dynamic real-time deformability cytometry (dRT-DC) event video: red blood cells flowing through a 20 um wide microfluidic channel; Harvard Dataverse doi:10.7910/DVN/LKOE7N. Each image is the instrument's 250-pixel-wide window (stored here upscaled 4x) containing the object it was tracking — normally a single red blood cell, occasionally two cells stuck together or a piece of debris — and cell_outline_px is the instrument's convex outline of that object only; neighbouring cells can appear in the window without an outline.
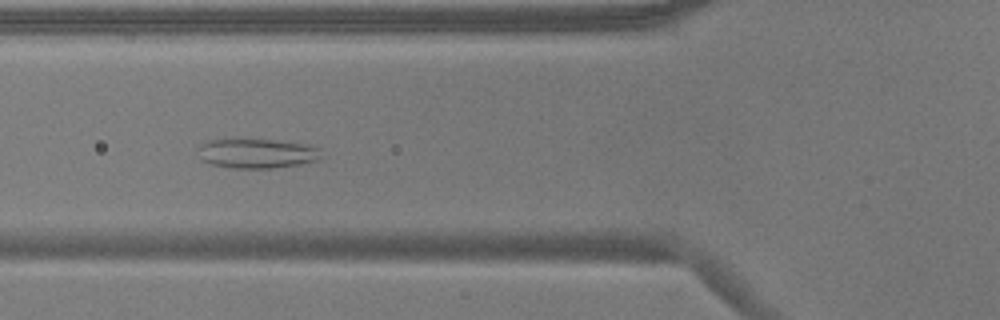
{"species": "common noctule bat (a hibernating species)", "species_latin": "Nyctalus noctula", "temperature_condition": "warm", "stored_images_in_passage": 55, "camera_frame_rate_fps": 3000, "um_per_image_px": 0.085, "animal": {"sex": "male", "body_mass_g": 17.9}, "frame": {"image": 1, "passage_image": 20, "time_ms": 6.333, "image_size_px": [1000, 320], "cell_outline_px": [[320, 156], [316, 160], [296, 164], [272, 168], [236, 168], [212, 164], [200, 160], [196, 148], [200, 144], [208, 140], [232, 136], [276, 140], [304, 144], [320, 148]], "centroid_in_image_um": [21.7, 12.98], "position_along_channel_um": 104.1, "area_um2": 21.91}}
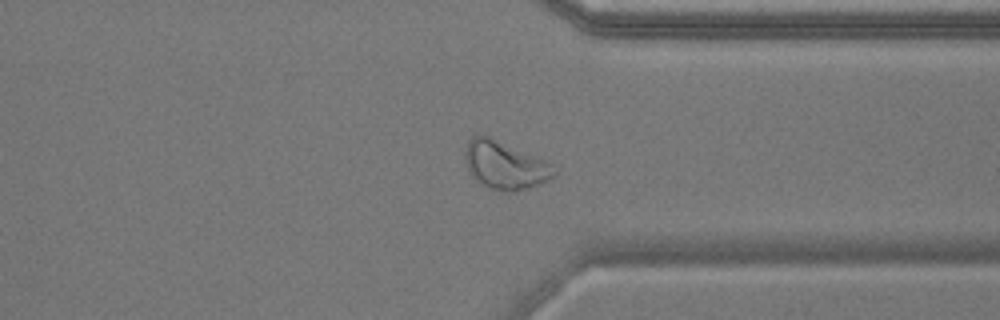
{"frame": {"image": 2, "passage_image": 42, "time_ms": 13.667, "image_size_px": [1000, 320], "cell_outline_px": [[556, 172], [548, 180], [528, 188], [516, 192], [504, 192], [488, 188], [476, 180], [472, 176], [468, 168], [464, 152], [468, 140], [472, 136], [488, 136], [544, 160], [552, 164]], "centroid_in_image_um": [42.9, 14.07], "position_along_channel_um": 368.5, "area_um2": 24.51}}
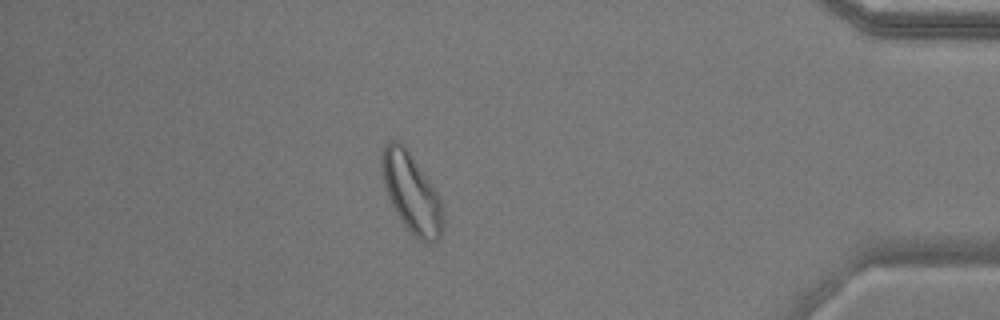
{"frame": {"image": 3, "passage_image": 48, "time_ms": 15.667, "image_size_px": [1000, 320], "cell_outline_px": [[444, 220], [440, 236], [436, 240], [428, 244], [424, 244], [404, 224], [396, 212], [388, 196], [384, 184], [380, 164], [380, 160], [384, 144], [388, 140], [400, 140], [404, 144], [436, 192], [444, 208]], "centroid_in_image_um": [34.96, 16.37], "position_along_channel_um": 400.2, "area_um2": 28.09}, "authors_computed_cell_mechanics": {"area_um2": 26.7614, "velocity_mm_per_s": 3.6305, "shape_relaxation_time_tau1_ms": null, "shape_relaxation_time_tau2_ms": 2.3664, "deformation_change_tau1": null, "deformation_change_tau2": 0.0923}}